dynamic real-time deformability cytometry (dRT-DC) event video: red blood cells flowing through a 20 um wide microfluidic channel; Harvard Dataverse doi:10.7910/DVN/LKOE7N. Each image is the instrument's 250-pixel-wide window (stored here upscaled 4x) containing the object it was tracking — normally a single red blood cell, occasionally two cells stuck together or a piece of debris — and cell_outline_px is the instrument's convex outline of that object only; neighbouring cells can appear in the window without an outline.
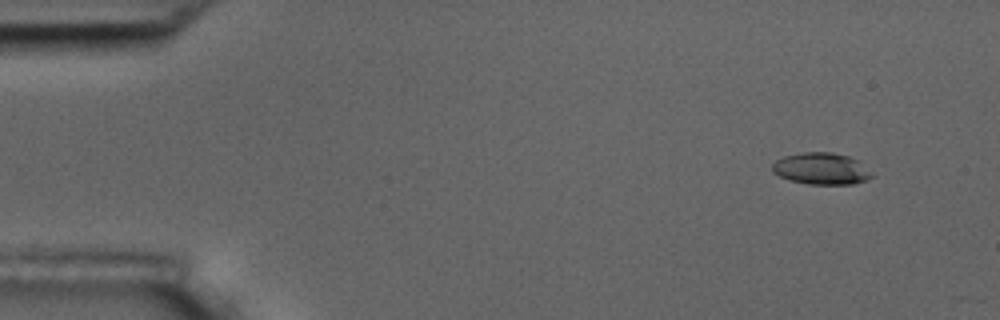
{"species": "common noctule bat (a hibernating species)", "species_latin": "Nyctalus noctula", "temperature_condition": "room temperature", "stored_images_in_passage": 5, "camera_frame_rate_fps": 3000, "um_per_image_px": 0.085, "animal": {"sex": "male", "body_mass_g": 17.5, "forearm_length_mm": 52.3}, "frame": {"image": 1, "passage_image": 1, "time_ms": 0.0, "image_size_px": [1000, 320], "cell_outline_px": [[876, 176], [868, 180], [852, 184], [808, 184], [788, 180], [772, 172], [772, 164], [776, 160], [784, 156], [804, 152], [832, 152], [848, 156], [856, 160], [872, 172]], "centroid_in_image_um": [69.82, 14.34], "position_along_channel_um": 15.2, "area_um2": 18.5}}